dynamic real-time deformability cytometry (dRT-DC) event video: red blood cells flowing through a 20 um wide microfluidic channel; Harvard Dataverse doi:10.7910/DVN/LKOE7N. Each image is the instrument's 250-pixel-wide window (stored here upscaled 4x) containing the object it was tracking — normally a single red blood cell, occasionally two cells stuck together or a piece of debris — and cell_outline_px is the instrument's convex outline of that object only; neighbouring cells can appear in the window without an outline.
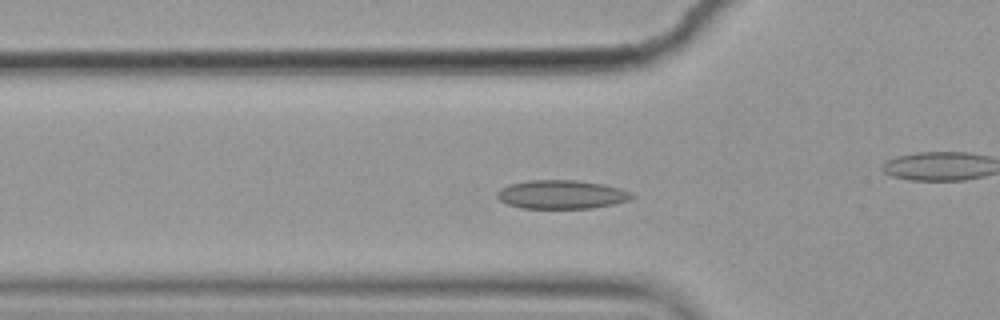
{"species": "common noctule bat (a hibernating species)", "species_latin": "Nyctalus noctula", "temperature_condition": "cold", "stored_images_in_passage": 56, "camera_frame_rate_fps": 3000, "um_per_image_px": 0.085, "animal": {"sex": "female", "body_mass_g": 19.9}, "frame": {"image": 1, "passage_image": 17, "time_ms": 5.333, "image_size_px": [1000, 320], "cell_outline_px": [[636, 196], [628, 200], [612, 204], [592, 208], [520, 208], [508, 204], [500, 200], [496, 196], [496, 192], [500, 188], [508, 184], [528, 180], [576, 180], [604, 184], [620, 188]], "centroid_in_image_um": [47.69, 16.52], "position_along_channel_um": 78.1, "area_um2": 22.54}}
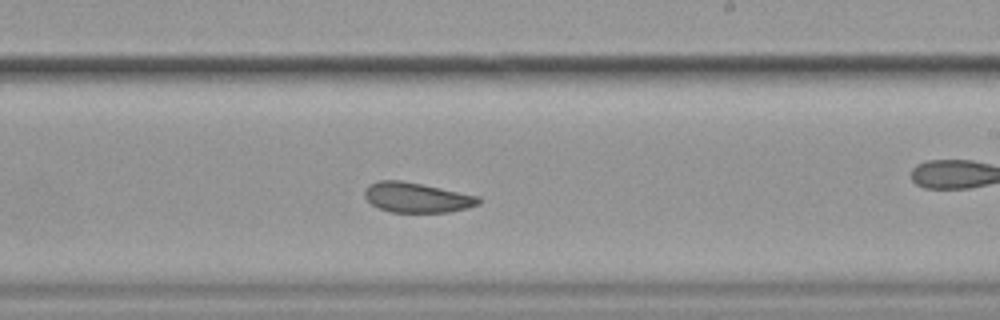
{"frame": {"image": 2, "passage_image": 32, "time_ms": 10.333, "image_size_px": [1000, 320], "cell_outline_px": [[480, 204], [468, 208], [448, 212], [392, 212], [380, 208], [372, 204], [364, 196], [364, 188], [368, 184], [376, 180], [400, 180], [480, 196]], "centroid_in_image_um": [35.41, 16.78], "position_along_channel_um": 253.6, "area_um2": 19.88}}
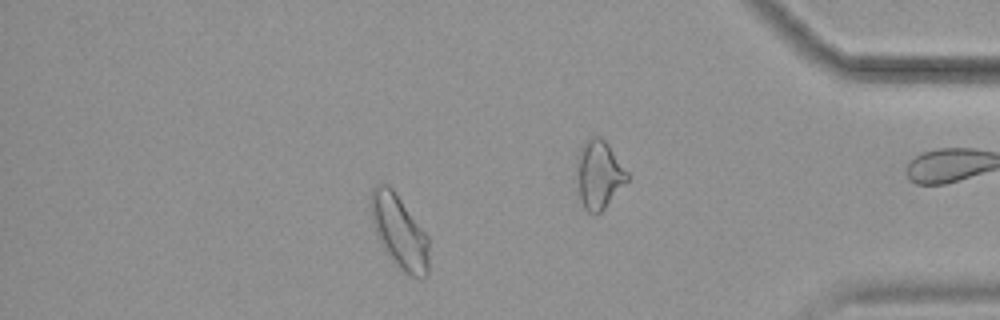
{"frame": {"image": 3, "passage_image": 48, "time_ms": 15.667, "image_size_px": [1000, 320], "cell_outline_px": [[428, 276], [424, 280], [420, 280], [404, 272], [388, 256], [380, 244], [372, 220], [368, 204], [372, 188], [376, 184], [388, 184], [392, 188], [428, 236]], "centroid_in_image_um": [33.93, 19.71], "position_along_channel_um": 401.3, "area_um2": 25.03}, "authors_computed_cell_mechanics": {"area_um2": 21.8195, "velocity_mm_per_s": 3.507, "shape_relaxation_time_tau1_ms": 10.718, "shape_relaxation_time_tau2_ms": 3.1004, "deformation_change_tau1": 0.1563, "deformation_change_tau2": 0.0775}}